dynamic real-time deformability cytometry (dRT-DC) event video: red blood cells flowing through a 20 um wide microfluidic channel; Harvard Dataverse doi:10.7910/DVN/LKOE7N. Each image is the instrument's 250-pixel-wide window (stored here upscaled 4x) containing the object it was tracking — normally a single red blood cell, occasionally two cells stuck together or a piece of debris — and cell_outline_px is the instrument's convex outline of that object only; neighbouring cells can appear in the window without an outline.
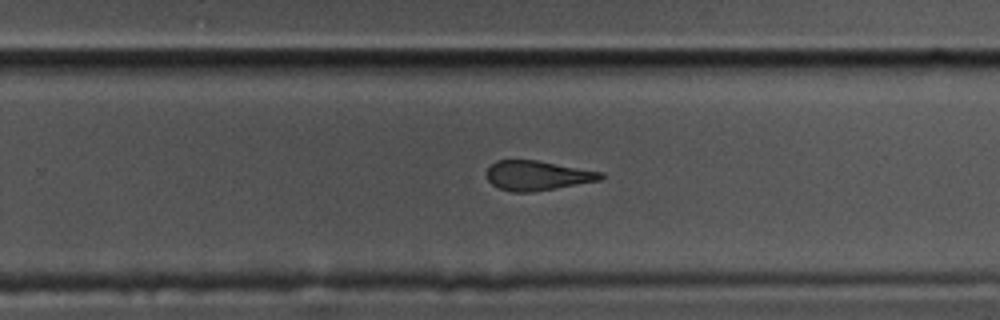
{"species": "common noctule bat (a hibernating species)", "species_latin": "Nyctalus noctula", "temperature_condition": "cold", "stored_images_in_passage": 37, "camera_frame_rate_fps": 3000, "um_per_image_px": 0.085, "animal": {"sex": "male", "body_mass_g": 17.5, "forearm_length_mm": 52.3}, "frame": {"image": 1, "passage_image": 20, "time_ms": 6.333, "image_size_px": [1000, 320], "cell_outline_px": [[604, 176], [600, 180], [556, 188], [532, 192], [512, 192], [500, 188], [492, 184], [488, 180], [488, 168], [496, 160], [536, 160], [604, 172]], "centroid_in_image_um": [45.69, 14.92], "position_along_channel_um": 284.1, "area_um2": 19.54}}
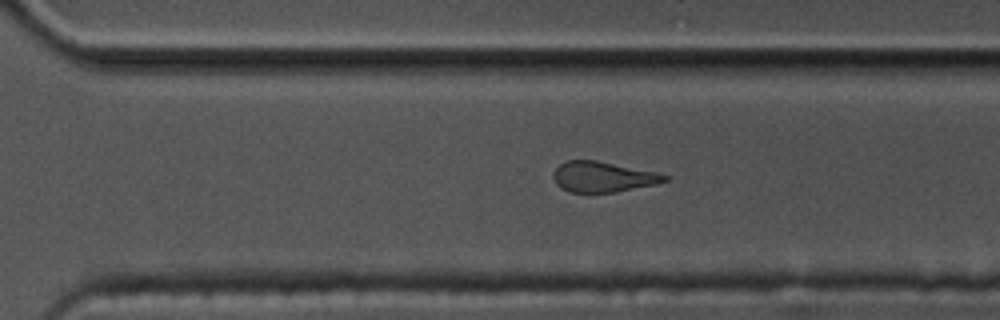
{"frame": {"image": 2, "passage_image": 23, "time_ms": 7.333, "image_size_px": [1000, 320], "cell_outline_px": [[668, 180], [656, 184], [616, 192], [572, 192], [560, 188], [556, 184], [552, 176], [552, 172], [560, 164], [568, 160], [596, 160], [656, 172], [668, 176]], "centroid_in_image_um": [51.22, 15.03], "position_along_channel_um": 319.4, "area_um2": 19.71}}
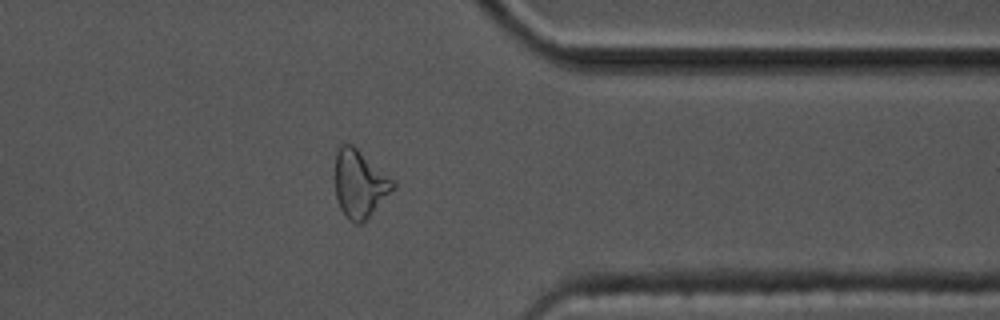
{"frame": {"image": 3, "passage_image": 29, "time_ms": 9.333, "image_size_px": [1000, 320], "cell_outline_px": [[396, 188], [360, 224], [356, 224], [344, 216], [340, 208], [336, 196], [336, 152], [340, 144], [344, 140], [352, 144], [396, 180]], "centroid_in_image_um": [30.59, 15.58], "position_along_channel_um": 380.8, "area_um2": 23.0}}